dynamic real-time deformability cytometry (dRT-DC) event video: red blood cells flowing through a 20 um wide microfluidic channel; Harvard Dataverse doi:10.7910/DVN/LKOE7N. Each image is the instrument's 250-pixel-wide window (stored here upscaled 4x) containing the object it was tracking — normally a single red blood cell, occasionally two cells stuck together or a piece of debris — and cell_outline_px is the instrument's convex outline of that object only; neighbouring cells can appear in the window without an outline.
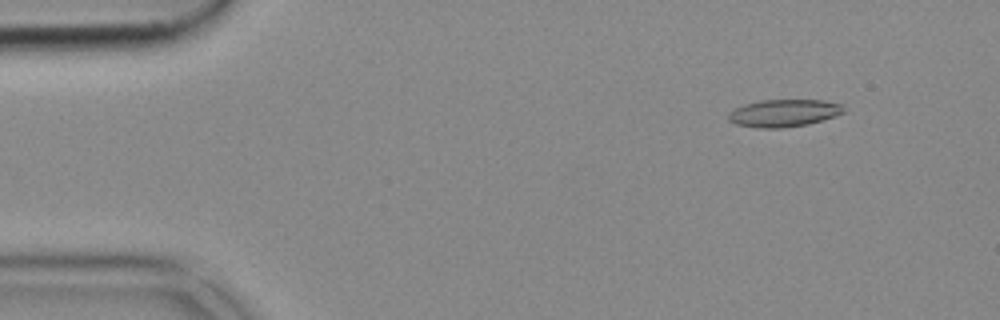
{"species": "common noctule bat (a hibernating species)", "species_latin": "Nyctalus noctula", "temperature_condition": "cold", "stored_images_in_passage": 53, "camera_frame_rate_fps": 3000, "um_per_image_px": 0.085, "animal": {"sex": "female", "body_mass_g": 18.4}, "frame": {"image": 1, "passage_image": 6, "time_ms": 1.667, "image_size_px": [1000, 320], "cell_outline_px": [[844, 112], [836, 116], [808, 124], [780, 128], [756, 128], [736, 124], [728, 120], [728, 112], [744, 104], [760, 100], [824, 100], [844, 104]], "centroid_in_image_um": [66.63, 9.61], "position_along_channel_um": 18.4, "area_um2": 18.55}}
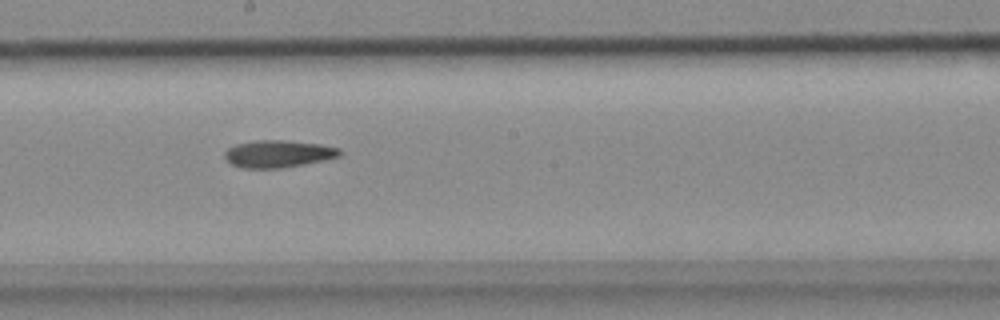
{"frame": {"image": 2, "passage_image": 29, "time_ms": 9.333, "image_size_px": [1000, 320], "cell_outline_px": [[344, 152], [340, 156], [324, 160], [304, 164], [280, 168], [244, 168], [232, 164], [224, 156], [224, 152], [228, 148], [236, 144], [256, 140], [288, 140], [320, 144], [340, 148]], "centroid_in_image_um": [23.68, 13.06], "position_along_channel_um": 224.5, "area_um2": 18.32}}
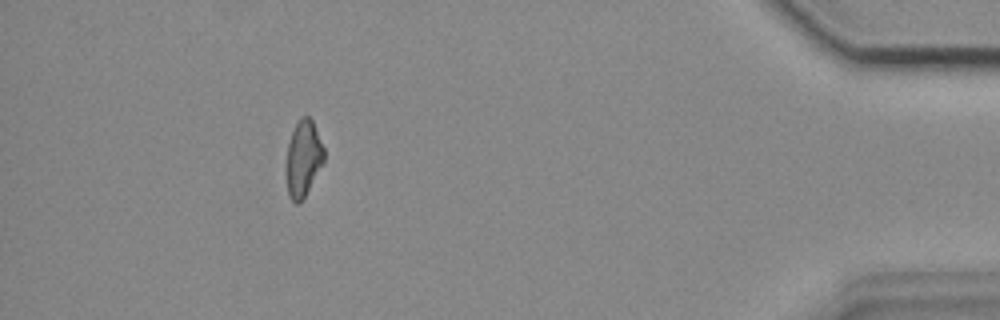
{"frame": {"image": 3, "passage_image": 48, "time_ms": 15.667, "image_size_px": [1000, 320], "cell_outline_px": [[324, 160], [300, 204], [296, 204], [288, 196], [288, 144], [292, 132], [300, 116], [308, 116], [312, 120], [324, 148]], "centroid_in_image_um": [25.8, 13.45], "position_along_channel_um": 409.4, "area_um2": 16.13}}